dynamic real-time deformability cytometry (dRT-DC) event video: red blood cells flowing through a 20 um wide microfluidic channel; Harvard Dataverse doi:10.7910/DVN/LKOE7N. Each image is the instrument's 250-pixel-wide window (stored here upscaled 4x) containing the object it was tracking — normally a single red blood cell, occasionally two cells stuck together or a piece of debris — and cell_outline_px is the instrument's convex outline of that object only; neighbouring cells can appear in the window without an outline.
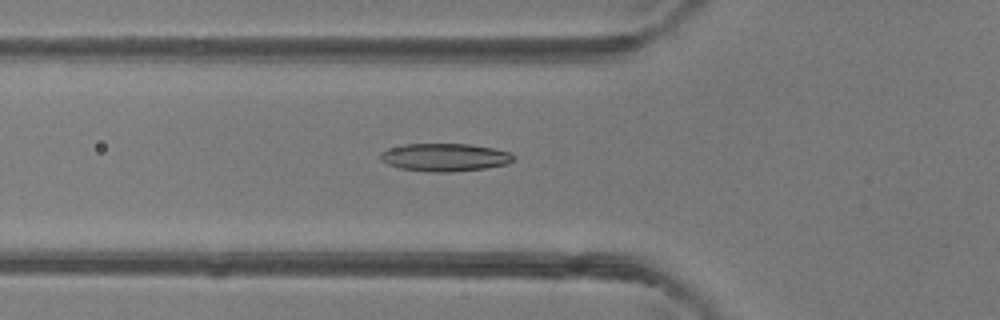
{"species": "common noctule bat (a hibernating species)", "species_latin": "Nyctalus noctula", "temperature_condition": "room temperature", "stored_images_in_passage": 32, "camera_frame_rate_fps": 3000, "um_per_image_px": 0.085, "animal": {"sex": "female"}, "frame": {"image": 1, "passage_image": 2, "time_ms": 0.333, "image_size_px": [1000, 320], "cell_outline_px": [[516, 156], [508, 164], [484, 168], [448, 172], [432, 172], [400, 168], [388, 164], [380, 160], [380, 152], [388, 148], [404, 144], [468, 144], [492, 148], [508, 152]], "centroid_in_image_um": [37.78, 13.37], "position_along_channel_um": 88.0, "area_um2": 21.5}}
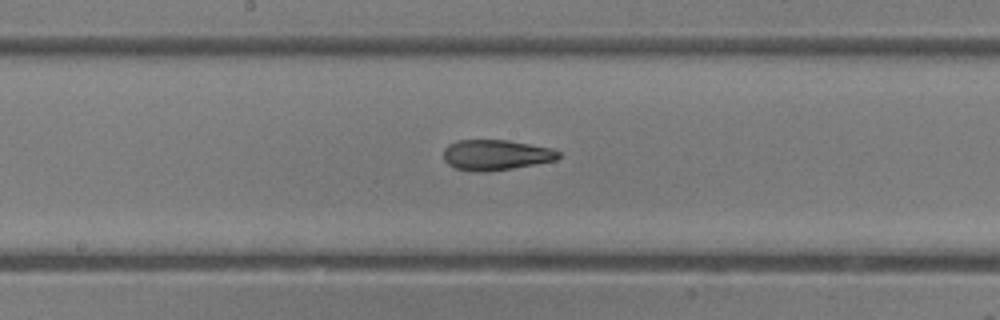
{"frame": {"image": 2, "passage_image": 10, "time_ms": 3.0, "image_size_px": [1000, 320], "cell_outline_px": [[560, 156], [556, 160], [536, 164], [488, 172], [476, 172], [456, 168], [448, 164], [444, 160], [444, 148], [448, 144], [456, 140], [508, 140], [552, 148], [560, 152]], "centroid_in_image_um": [42.14, 13.17], "position_along_channel_um": 206.1, "area_um2": 20.52}}
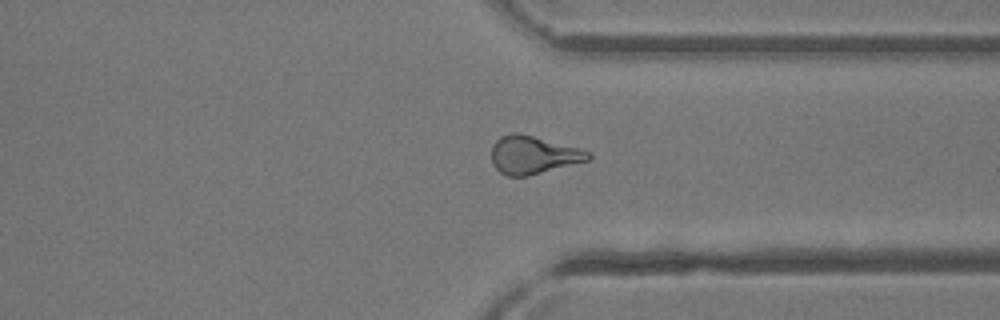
{"frame": {"image": 3, "passage_image": 21, "time_ms": 6.667, "image_size_px": [1000, 320], "cell_outline_px": [[592, 160], [528, 176], [508, 176], [500, 172], [492, 164], [492, 144], [500, 136], [512, 132], [532, 136], [580, 148], [588, 152], [592, 156]], "centroid_in_image_um": [45.33, 13.18], "position_along_channel_um": 366.1, "area_um2": 21.44}}